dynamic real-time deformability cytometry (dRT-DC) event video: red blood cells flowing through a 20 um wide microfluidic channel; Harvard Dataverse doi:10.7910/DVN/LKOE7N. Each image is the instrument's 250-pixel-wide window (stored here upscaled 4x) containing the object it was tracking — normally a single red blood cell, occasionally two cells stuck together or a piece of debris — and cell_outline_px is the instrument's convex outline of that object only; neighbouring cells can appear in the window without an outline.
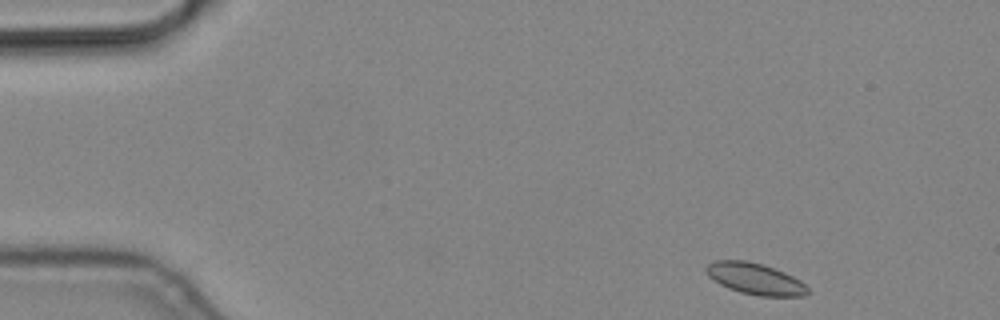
{"species": "common noctule bat (a hibernating species)", "species_latin": "Nyctalus noctula", "temperature_condition": "cold", "stored_images_in_passage": 5, "camera_frame_rate_fps": 3000, "um_per_image_px": 0.085, "animal": {"sex": "male", "body_mass_g": 19.2, "forearm_length_mm": 51.8}, "frame": {"image": 1, "passage_image": 1, "time_ms": 0.0, "image_size_px": [1000, 320], "cell_outline_px": [[808, 292], [804, 296], [760, 296], [740, 292], [728, 288], [720, 284], [708, 276], [704, 268], [708, 264], [716, 260], [744, 260], [764, 264], [784, 272], [800, 280], [808, 288]], "centroid_in_image_um": [64.17, 23.69], "position_along_channel_um": 20.8, "area_um2": 18.55}}
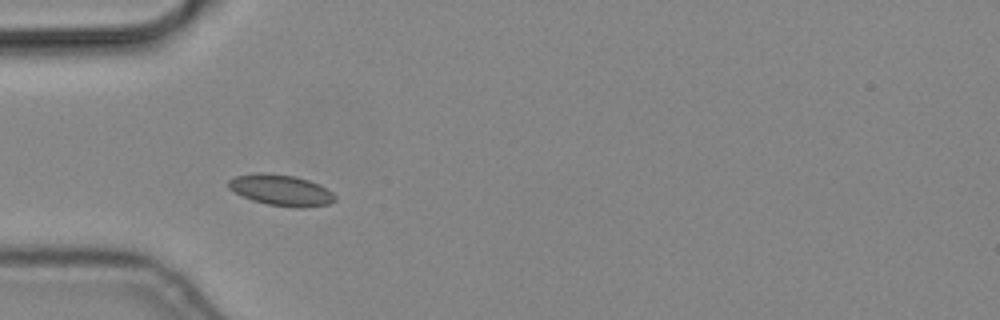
{"frame": {"image": 2, "passage_image": 4, "time_ms": 1.0, "image_size_px": [1000, 320], "cell_outline_px": [[336, 200], [328, 204], [304, 208], [296, 208], [268, 204], [252, 200], [228, 188], [228, 180], [236, 176], [256, 172], [268, 172], [296, 176], [320, 184], [332, 192], [336, 196]], "centroid_in_image_um": [23.91, 16.15], "position_along_channel_um": 61.1, "area_um2": 19.42}}
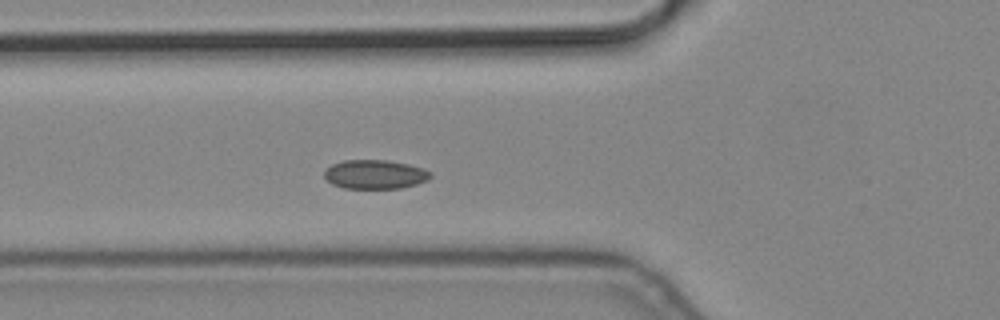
{"frame": {"image": 3, "passage_image": 5, "time_ms": 1.333, "image_size_px": [1000, 320], "cell_outline_px": [[432, 176], [428, 180], [416, 184], [400, 188], [344, 188], [332, 184], [324, 176], [324, 172], [332, 164], [344, 160], [388, 160], [408, 164], [424, 168], [432, 172]], "centroid_in_image_um": [31.91, 14.81], "position_along_channel_um": 93.9, "area_um2": 17.98}}